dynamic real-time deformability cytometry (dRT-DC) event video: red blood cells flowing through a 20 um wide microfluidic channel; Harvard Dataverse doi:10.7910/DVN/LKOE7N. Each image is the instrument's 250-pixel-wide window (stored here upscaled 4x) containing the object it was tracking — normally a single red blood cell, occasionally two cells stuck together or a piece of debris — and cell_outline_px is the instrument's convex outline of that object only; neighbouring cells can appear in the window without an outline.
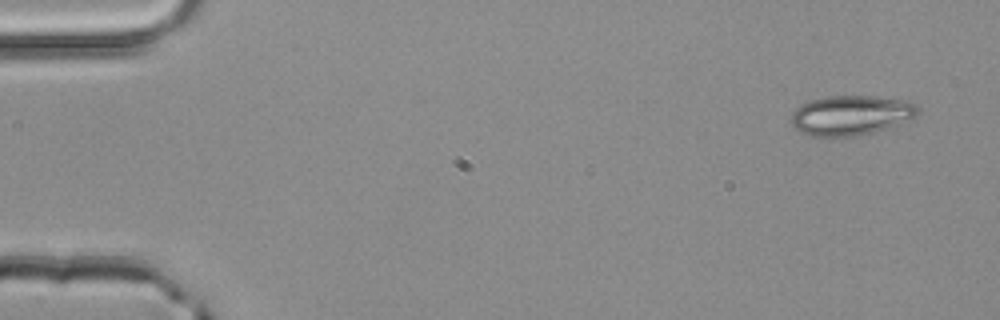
{"species": "common noctule bat (a hibernating species)", "species_latin": "Nyctalus noctula", "temperature_condition": "room temperature", "stored_images_in_passage": 3, "camera_frame_rate_fps": 3000, "um_per_image_px": 0.085, "animal": {"sex": "male", "body_mass_g": 20.4}, "frame": {"image": 1, "passage_image": 1, "time_ms": 0.0, "image_size_px": [1000, 320], "cell_outline_px": [[920, 112], [916, 116], [896, 124], [872, 132], [856, 136], [812, 136], [800, 132], [792, 124], [792, 112], [796, 108], [812, 100], [828, 96], [876, 96], [908, 100], [916, 104], [920, 108]], "centroid_in_image_um": [72.36, 9.78], "position_along_channel_um": 12.6, "area_um2": 29.13}}